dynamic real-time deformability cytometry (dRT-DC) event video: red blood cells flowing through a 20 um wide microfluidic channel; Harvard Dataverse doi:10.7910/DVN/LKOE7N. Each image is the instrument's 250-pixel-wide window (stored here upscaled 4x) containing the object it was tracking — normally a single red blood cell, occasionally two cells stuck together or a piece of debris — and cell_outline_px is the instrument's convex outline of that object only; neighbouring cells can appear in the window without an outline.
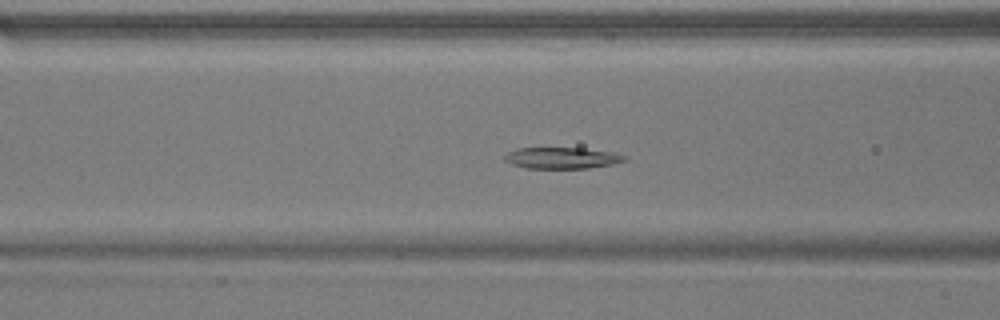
{"species": "common noctule bat (a hibernating species)", "species_latin": "Nyctalus noctula", "temperature_condition": "warm", "stored_images_in_passage": 23, "camera_frame_rate_fps": 3000, "um_per_image_px": 0.085, "animal": {"sex": "male", "body_mass_g": 17.9}, "frame": {"image": 1, "passage_image": 8, "time_ms": 2.333, "image_size_px": [1000, 320], "cell_outline_px": [[628, 160], [612, 164], [588, 168], [524, 168], [512, 164], [504, 160], [504, 156], [508, 152], [516, 148], [580, 148], [612, 152], [628, 156]], "centroid_in_image_um": [47.77, 13.43], "position_along_channel_um": 118.8, "area_um2": 14.91}}
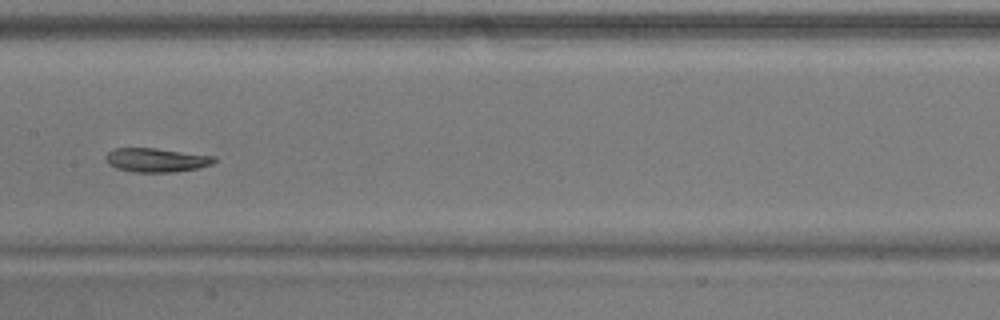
{"frame": {"image": 2, "passage_image": 14, "time_ms": 4.333, "image_size_px": [1000, 320], "cell_outline_px": [[216, 160], [212, 164], [196, 168], [172, 172], [132, 172], [116, 168], [108, 164], [104, 160], [104, 156], [108, 152], [116, 148], [156, 148], [216, 156]], "centroid_in_image_um": [13.25, 13.6], "position_along_channel_um": 194.1, "area_um2": 15.2}}
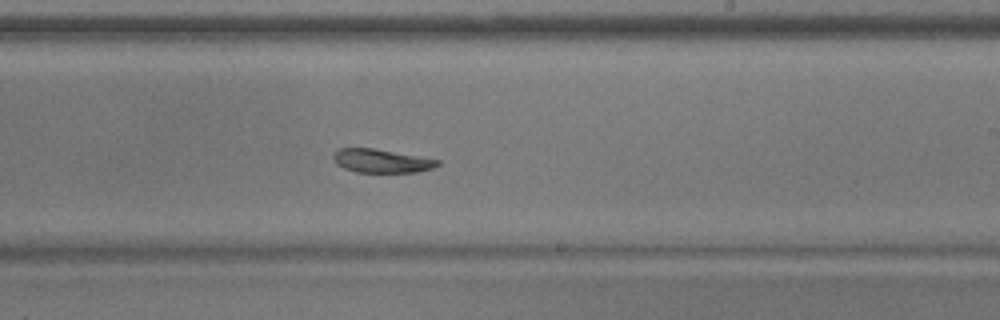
{"frame": {"image": 3, "passage_image": 19, "time_ms": 6.0, "image_size_px": [1000, 320], "cell_outline_px": [[440, 164], [432, 168], [416, 172], [356, 172], [344, 168], [336, 164], [332, 160], [332, 156], [340, 148], [372, 148], [440, 160]], "centroid_in_image_um": [32.39, 13.68], "position_along_channel_um": 256.6, "area_um2": 14.16}}